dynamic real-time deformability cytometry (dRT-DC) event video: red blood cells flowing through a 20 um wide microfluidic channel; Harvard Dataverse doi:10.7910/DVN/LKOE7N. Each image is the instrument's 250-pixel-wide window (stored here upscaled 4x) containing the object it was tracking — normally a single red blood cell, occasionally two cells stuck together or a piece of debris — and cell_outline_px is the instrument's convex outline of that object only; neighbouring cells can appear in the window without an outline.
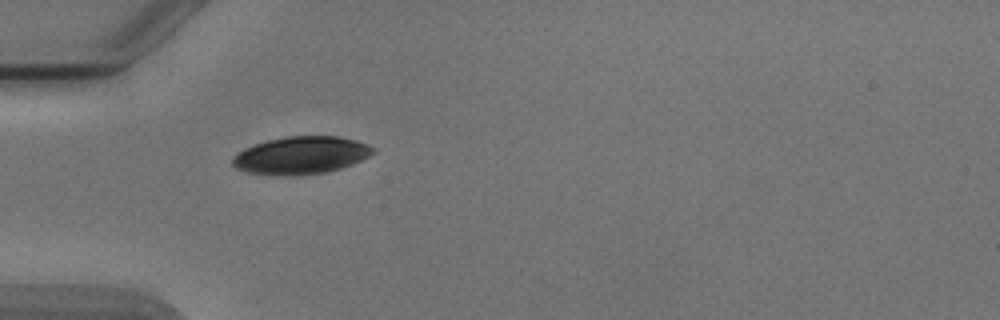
{"species": "Egyptian fruit bat (a non-hibernating species)", "species_latin": "Rousettus aegyptiacus", "temperature_condition": "cold", "stored_images_in_passage": 4, "camera_frame_rate_fps": 3000, "um_per_image_px": 0.085, "animal": {"sex": "male"}, "frame": {"image": 1, "passage_image": 4, "time_ms": 3.667, "image_size_px": [1000, 320], "cell_outline_px": [[376, 152], [352, 164], [328, 172], [300, 176], [280, 176], [248, 172], [236, 168], [232, 164], [232, 160], [244, 148], [268, 140], [288, 136], [340, 136], [356, 140], [368, 144], [376, 148]], "centroid_in_image_um": [25.63, 13.21], "position_along_channel_um": 59.4, "area_um2": 30.87}}